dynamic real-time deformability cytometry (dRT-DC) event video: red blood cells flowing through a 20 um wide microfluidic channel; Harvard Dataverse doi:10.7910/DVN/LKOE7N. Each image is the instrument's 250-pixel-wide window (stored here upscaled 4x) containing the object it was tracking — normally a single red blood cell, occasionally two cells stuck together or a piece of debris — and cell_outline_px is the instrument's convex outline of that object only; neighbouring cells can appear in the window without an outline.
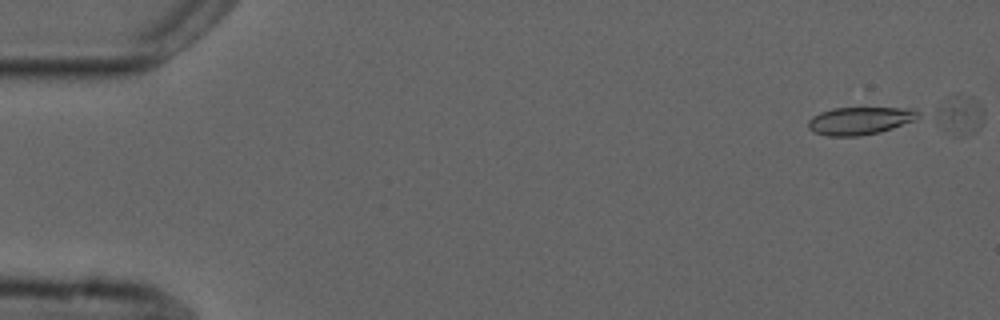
{"species": "common noctule bat (a hibernating species)", "species_latin": "Nyctalus noctula", "temperature_condition": "cold", "stored_images_in_passage": 22, "segment_of_instrument_passage": [1, 2], "camera_frame_rate_fps": 3000, "um_per_image_px": 0.085, "animal": {"sex": "male", "forearm_length_mm": 52.5}, "frame": {"image": 1, "passage_image": 1, "time_ms": 0.0, "image_size_px": [1000, 320], "cell_outline_px": [[920, 116], [916, 120], [880, 132], [856, 136], [828, 136], [812, 132], [808, 128], [808, 120], [812, 116], [820, 112], [832, 108], [916, 108]], "centroid_in_image_um": [73.08, 10.26], "position_along_channel_um": 11.9, "area_um2": 17.86}}
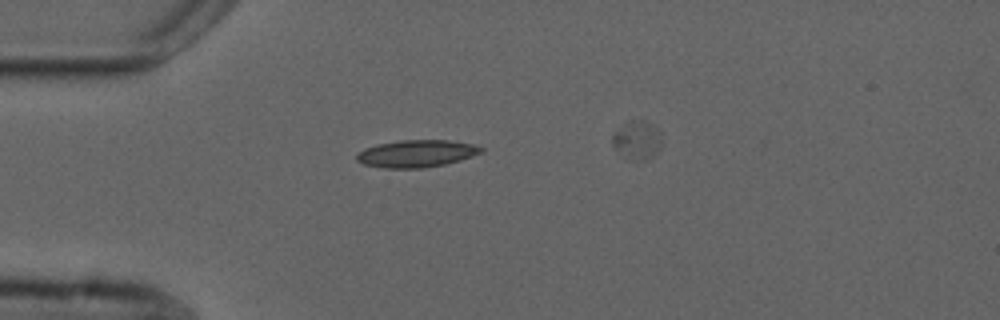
{"frame": {"image": 2, "passage_image": 13, "time_ms": 4.0, "image_size_px": [1000, 320], "cell_outline_px": [[484, 152], [460, 160], [444, 164], [420, 168], [384, 168], [364, 164], [356, 160], [356, 156], [364, 148], [376, 144], [400, 140], [448, 140], [472, 144], [484, 148]], "centroid_in_image_um": [35.4, 13.05], "position_along_channel_um": 49.6, "area_um2": 19.71}}
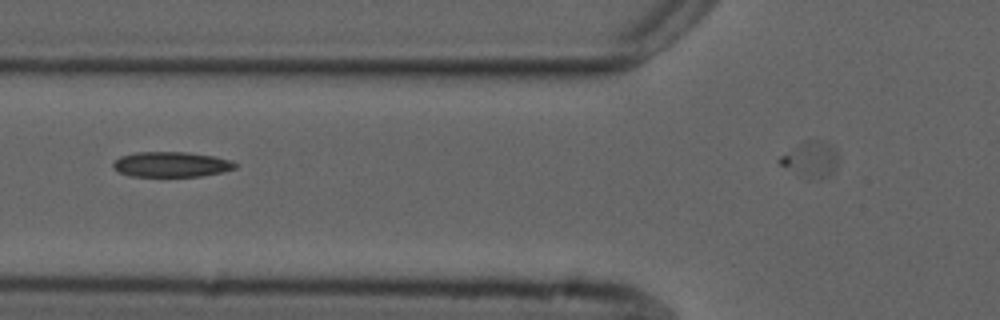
{"frame": {"image": 3, "passage_image": 19, "time_ms": 6.0, "image_size_px": [1000, 320], "cell_outline_px": [[236, 168], [224, 172], [200, 176], [128, 176], [112, 168], [112, 164], [120, 156], [136, 152], [188, 152], [212, 156], [232, 160], [236, 164]], "centroid_in_image_um": [14.55, 13.97], "position_along_channel_um": 111.2, "area_um2": 17.98}}